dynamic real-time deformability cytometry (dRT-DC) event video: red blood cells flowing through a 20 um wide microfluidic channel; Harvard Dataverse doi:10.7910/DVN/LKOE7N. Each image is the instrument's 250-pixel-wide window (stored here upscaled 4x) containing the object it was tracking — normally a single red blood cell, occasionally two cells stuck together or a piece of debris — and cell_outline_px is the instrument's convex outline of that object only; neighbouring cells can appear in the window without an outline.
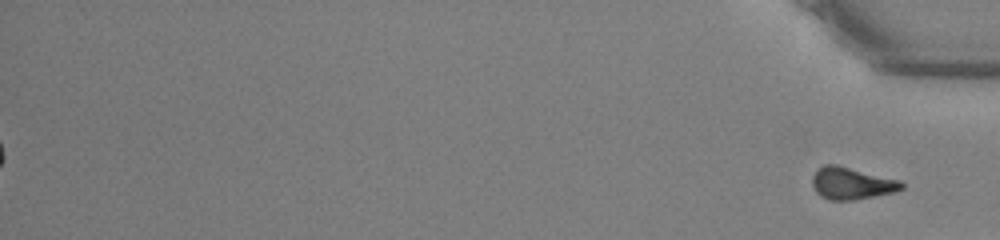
{"species": "common noctule bat (a hibernating species)", "species_latin": "Nyctalus noctula", "temperature_condition": "warm", "stored_images_in_passage": 56, "segment_of_instrument_passage": [2, 2], "camera_frame_rate_fps": 3000, "um_per_image_px": 0.085, "animal": {"sex": "male", "body_mass_g": 13.0, "forearm_length_mm": 53.1}, "frame": {"image": 1, "passage_image": 56, "time_ms": 18.333, "image_size_px": [1000, 240], "cell_outline_px": [[904, 188], [896, 192], [852, 200], [832, 200], [820, 196], [816, 192], [812, 184], [812, 176], [816, 168], [824, 164], [836, 164], [900, 180], [904, 184]], "centroid_in_image_um": [72.37, 15.57], "position_along_channel_um": 362.8, "area_um2": 16.82}}